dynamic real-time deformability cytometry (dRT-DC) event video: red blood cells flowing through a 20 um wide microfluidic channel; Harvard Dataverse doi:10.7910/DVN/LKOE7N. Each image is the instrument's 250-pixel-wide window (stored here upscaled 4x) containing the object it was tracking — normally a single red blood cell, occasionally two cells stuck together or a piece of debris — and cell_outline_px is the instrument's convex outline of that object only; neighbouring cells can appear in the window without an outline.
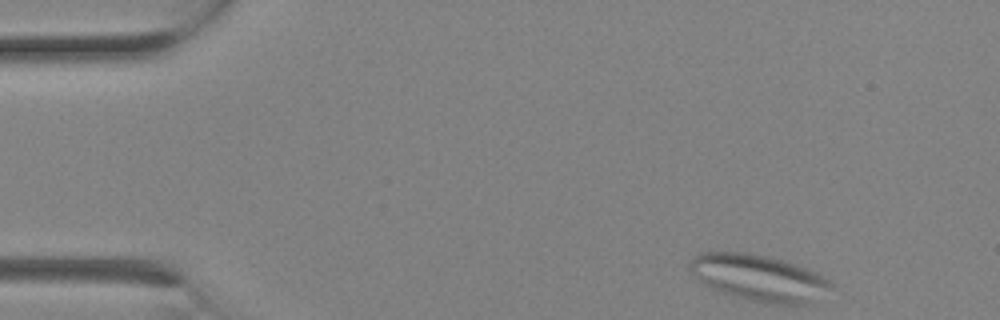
{"species": "Egyptian fruit bat (a non-hibernating species)", "species_latin": "Rousettus aegyptiacus", "temperature_condition": "room temperature", "stored_images_in_passage": 2, "camera_frame_rate_fps": 3000, "um_per_image_px": 0.085, "animal": {"sex": "female"}, "frame": {"image": 1, "passage_image": 1, "time_ms": 0.0, "image_size_px": [1000, 320], "cell_outline_px": [[832, 288], [804, 304], [772, 304], [752, 300], [724, 292], [712, 288], [704, 284], [688, 268], [692, 256], [700, 252], [748, 252], [768, 256], [784, 260], [796, 264], [816, 272], [832, 280]], "centroid_in_image_um": [64.5, 23.58], "position_along_channel_um": 20.5, "area_um2": 37.74}}